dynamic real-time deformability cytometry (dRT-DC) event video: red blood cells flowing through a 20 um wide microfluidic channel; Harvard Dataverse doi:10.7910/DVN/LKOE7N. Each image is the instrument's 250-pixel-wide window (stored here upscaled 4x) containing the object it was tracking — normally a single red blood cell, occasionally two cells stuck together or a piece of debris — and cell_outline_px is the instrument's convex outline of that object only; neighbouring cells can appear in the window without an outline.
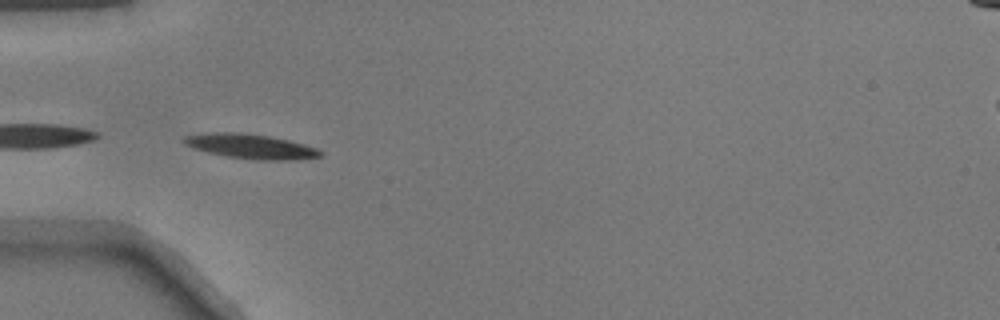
{"species": "common noctule bat (a hibernating species)", "species_latin": "Nyctalus noctula", "temperature_condition": "warm", "stored_images_in_passage": 17, "camera_frame_rate_fps": 3000, "um_per_image_px": 0.085, "animal": {"sex": "male", "body_mass_g": 17.9}, "frame": {"image": 1, "passage_image": 1, "time_ms": 0.0, "image_size_px": [1000, 320], "cell_outline_px": [[324, 156], [300, 160], [256, 160], [224, 156], [208, 152], [184, 144], [184, 136], [212, 132], [240, 132], [268, 136], [288, 140], [304, 144], [316, 148], [324, 152]], "centroid_in_image_um": [21.38, 12.45], "position_along_channel_um": 63.6, "area_um2": 19.65}}